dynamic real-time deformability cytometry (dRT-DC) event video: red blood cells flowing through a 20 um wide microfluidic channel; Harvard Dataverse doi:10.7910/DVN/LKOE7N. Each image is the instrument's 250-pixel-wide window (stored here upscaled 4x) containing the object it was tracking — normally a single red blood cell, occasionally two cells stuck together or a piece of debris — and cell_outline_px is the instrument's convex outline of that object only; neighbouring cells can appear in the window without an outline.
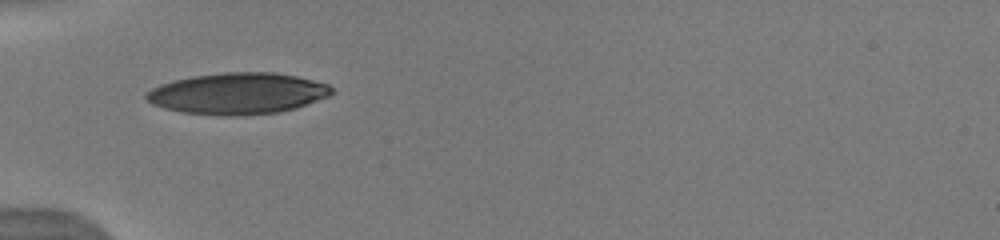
{"species": "human", "species_latin": "Homo sapiens", "temperature_condition": "warm", "stored_images_in_passage": 6, "camera_frame_rate_fps": 3000, "um_per_image_px": 0.085, "donor": {"sex": "male"}, "frame": {"image": 1, "passage_image": 1, "time_ms": 0.0, "image_size_px": [1000, 240], "cell_outline_px": [[332, 92], [328, 96], [296, 108], [280, 112], [240, 116], [224, 116], [180, 112], [164, 108], [152, 104], [144, 96], [144, 92], [160, 84], [172, 80], [192, 76], [224, 72], [272, 72], [296, 76], [328, 84], [332, 88]], "centroid_in_image_um": [20.16, 7.95], "position_along_channel_um": 64.8, "area_um2": 44.85}}